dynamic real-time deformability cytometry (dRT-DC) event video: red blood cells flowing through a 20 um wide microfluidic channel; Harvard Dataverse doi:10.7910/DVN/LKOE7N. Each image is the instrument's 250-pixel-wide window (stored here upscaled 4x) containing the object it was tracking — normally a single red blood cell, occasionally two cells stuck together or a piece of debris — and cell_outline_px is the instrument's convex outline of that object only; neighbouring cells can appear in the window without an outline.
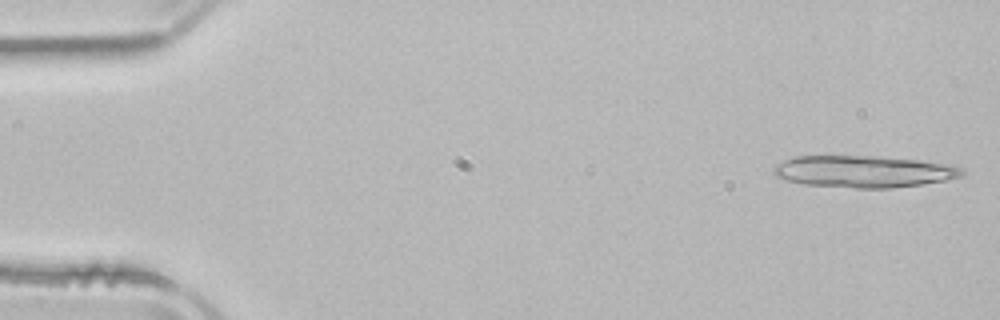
{"species": "common noctule bat (a hibernating species)", "species_latin": "Nyctalus noctula", "temperature_condition": "room temperature", "stored_images_in_passage": 13, "camera_frame_rate_fps": 3000, "um_per_image_px": 0.085, "animal": {"sex": "male", "body_mass_g": 21.5, "forearm_length_mm": 52.0}, "frame": {"image": 1, "passage_image": 1, "time_ms": 0.0, "image_size_px": [1000, 320], "cell_outline_px": [[964, 176], [944, 180], [920, 184], [892, 188], [856, 188], [804, 184], [788, 180], [776, 176], [772, 172], [772, 168], [776, 164], [792, 156], [880, 156], [952, 164], [964, 168]], "centroid_in_image_um": [73.42, 14.57], "position_along_channel_um": 11.6, "area_um2": 35.08}}